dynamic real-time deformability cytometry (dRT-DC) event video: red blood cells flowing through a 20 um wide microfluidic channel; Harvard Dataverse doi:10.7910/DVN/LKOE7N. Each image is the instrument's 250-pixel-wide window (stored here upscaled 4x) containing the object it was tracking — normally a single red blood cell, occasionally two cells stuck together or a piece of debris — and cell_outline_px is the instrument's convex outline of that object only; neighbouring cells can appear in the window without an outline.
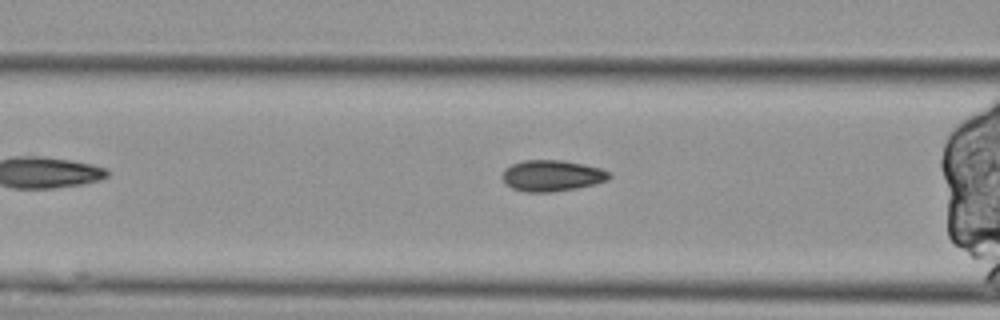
{"species": "Egyptian fruit bat (a non-hibernating species)", "species_latin": "Rousettus aegyptiacus", "temperature_condition": "cold", "stored_images_in_passage": 42, "segment_of_instrument_passage": [2, 2], "camera_frame_rate_fps": 3000, "um_per_image_px": 0.085, "animal": {"sex": "female"}, "frame": {"image": 1, "passage_image": 8, "time_ms": 2.333, "image_size_px": [1000, 320], "cell_outline_px": [[612, 176], [608, 180], [596, 184], [548, 192], [528, 192], [512, 188], [504, 184], [500, 176], [504, 168], [512, 164], [524, 160], [564, 160], [584, 164], [600, 168], [608, 172]], "centroid_in_image_um": [46.87, 14.92], "position_along_channel_um": 119.7, "area_um2": 19.48}}
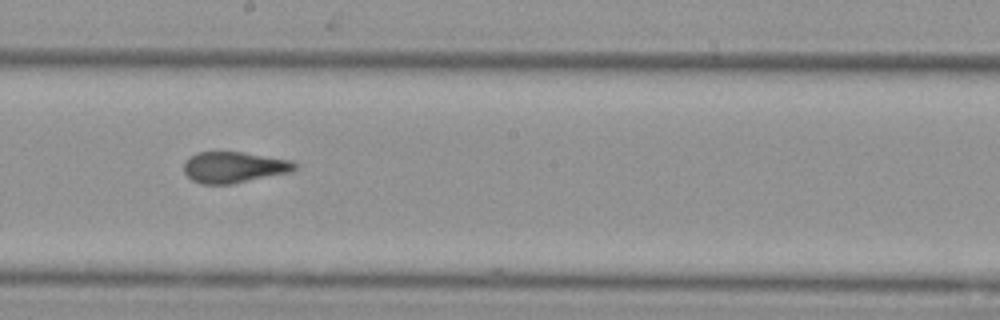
{"frame": {"image": 2, "passage_image": 18, "time_ms": 5.667, "image_size_px": [1000, 320], "cell_outline_px": [[296, 168], [292, 172], [232, 184], [200, 184], [192, 180], [184, 172], [184, 160], [188, 156], [196, 152], [244, 152], [292, 160], [296, 164]], "centroid_in_image_um": [19.87, 14.21], "position_along_channel_um": 228.3, "area_um2": 20.35}}
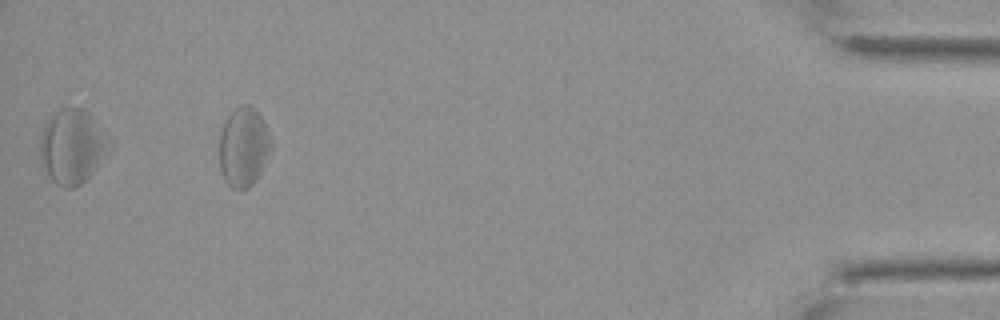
{"frame": {"image": 3, "passage_image": 41, "time_ms": 13.333, "image_size_px": [1000, 320], "cell_outline_px": [[100, 164], [80, 184], [72, 188], [64, 188], [56, 184], [48, 176], [40, 164], [40, 136], [44, 124], [48, 116], [60, 108], [84, 108], [96, 120], [100, 140]], "centroid_in_image_um": [5.93, 12.45], "position_along_channel_um": 429.3, "area_um2": 28.44}}